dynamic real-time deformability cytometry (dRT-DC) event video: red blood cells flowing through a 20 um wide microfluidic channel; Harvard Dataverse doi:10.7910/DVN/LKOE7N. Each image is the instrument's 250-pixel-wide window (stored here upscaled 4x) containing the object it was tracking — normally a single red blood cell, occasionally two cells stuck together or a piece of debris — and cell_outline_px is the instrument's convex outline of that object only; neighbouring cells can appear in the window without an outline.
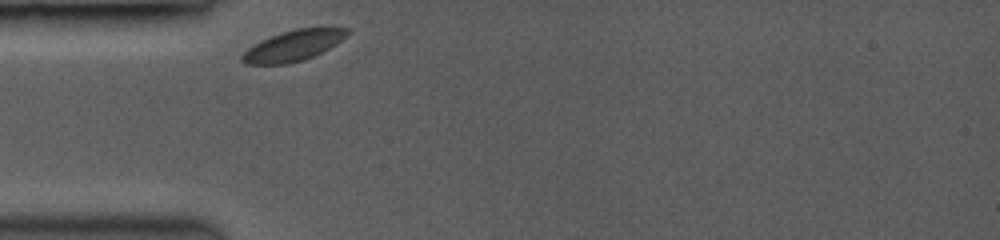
{"species": "common noctule bat (a hibernating species)", "species_latin": "Nyctalus noctula", "temperature_condition": "room temperature", "stored_images_in_passage": 34, "camera_frame_rate_fps": 3500, "um_per_image_px": 0.085, "animal": {"sex": "female", "body_mass_g": 19.0, "forearm_length_mm": 53.3}, "frame": {"image": 1, "passage_image": 1, "time_ms": 0.0, "image_size_px": [1000, 240], "cell_outline_px": [[348, 32], [336, 44], [304, 60], [288, 64], [248, 64], [240, 60], [240, 56], [248, 48], [280, 32], [296, 28], [348, 28]], "centroid_in_image_um": [24.89, 3.89], "position_along_channel_um": 60.1, "area_um2": 18.32}}
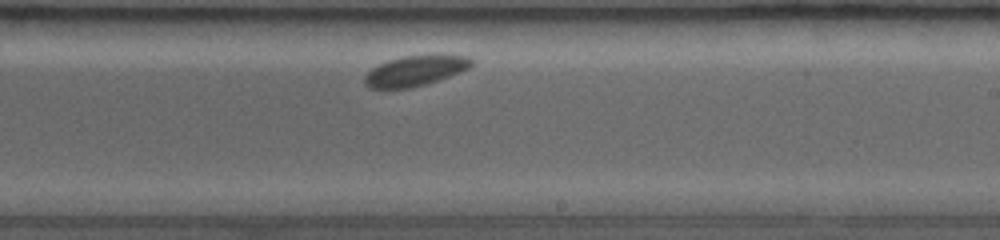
{"frame": {"image": 2, "passage_image": 20, "time_ms": 5.429, "image_size_px": [1000, 240], "cell_outline_px": [[472, 64], [468, 68], [460, 72], [424, 84], [408, 88], [372, 88], [364, 84], [364, 76], [376, 64], [400, 56], [432, 52], [440, 52], [468, 56], [472, 60]], "centroid_in_image_um": [35.32, 5.94], "position_along_channel_um": 253.7, "area_um2": 19.48}}
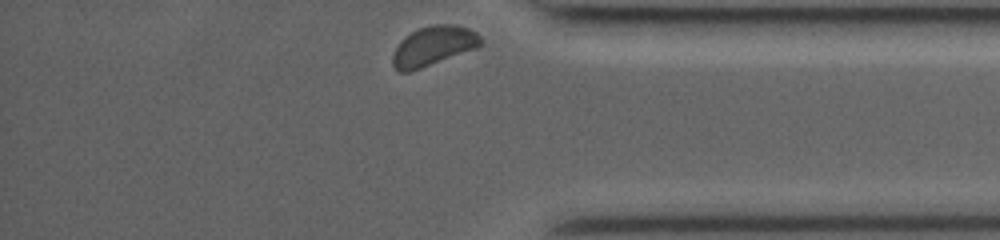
{"frame": {"image": 3, "passage_image": 34, "time_ms": 9.429, "image_size_px": [1000, 240], "cell_outline_px": [[484, 40], [480, 44], [472, 48], [420, 68], [408, 72], [400, 72], [392, 64], [392, 56], [396, 48], [412, 32], [420, 28], [436, 24], [456, 24], [468, 28], [476, 32]], "centroid_in_image_um": [36.83, 3.89], "position_along_channel_um": 398.4, "area_um2": 19.42}}